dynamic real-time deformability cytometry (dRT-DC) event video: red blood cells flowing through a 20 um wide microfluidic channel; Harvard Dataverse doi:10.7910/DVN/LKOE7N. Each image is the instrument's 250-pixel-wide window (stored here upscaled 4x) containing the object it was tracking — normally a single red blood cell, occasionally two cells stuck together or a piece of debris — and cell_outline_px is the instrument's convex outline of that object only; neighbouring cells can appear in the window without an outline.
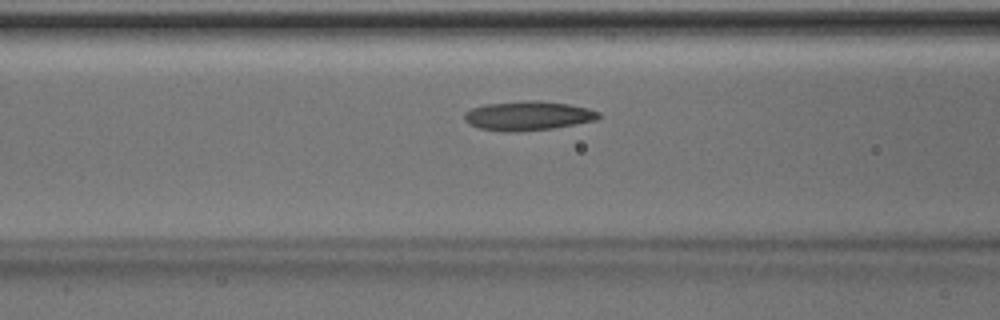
{"species": "Egyptian fruit bat (a non-hibernating species)", "species_latin": "Rousettus aegyptiacus", "temperature_condition": "room temperature", "stored_images_in_passage": 29, "camera_frame_rate_fps": 3000, "um_per_image_px": 0.085, "animal": {"sex": "male"}, "frame": {"image": 1, "passage_image": 10, "time_ms": 3.0, "image_size_px": [1000, 320], "cell_outline_px": [[604, 116], [596, 120], [552, 128], [520, 132], [500, 132], [480, 128], [464, 120], [464, 112], [472, 108], [484, 104], [536, 100], [568, 104], [588, 108], [600, 112]], "centroid_in_image_um": [44.9, 9.85], "position_along_channel_um": 121.7, "area_um2": 22.89}}
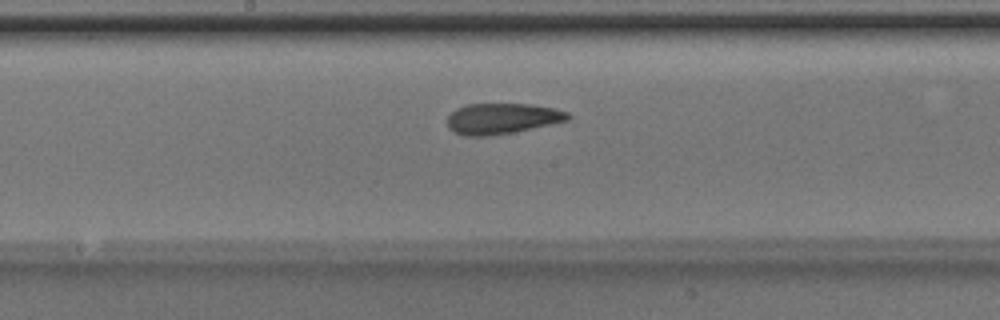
{"frame": {"image": 2, "passage_image": 16, "time_ms": 5.0, "image_size_px": [1000, 320], "cell_outline_px": [[572, 116], [568, 120], [512, 132], [488, 136], [464, 136], [448, 128], [448, 116], [456, 108], [464, 104], [528, 104], [552, 108], [568, 112]], "centroid_in_image_um": [42.64, 10.07], "position_along_channel_um": 205.6, "area_um2": 21.39}}
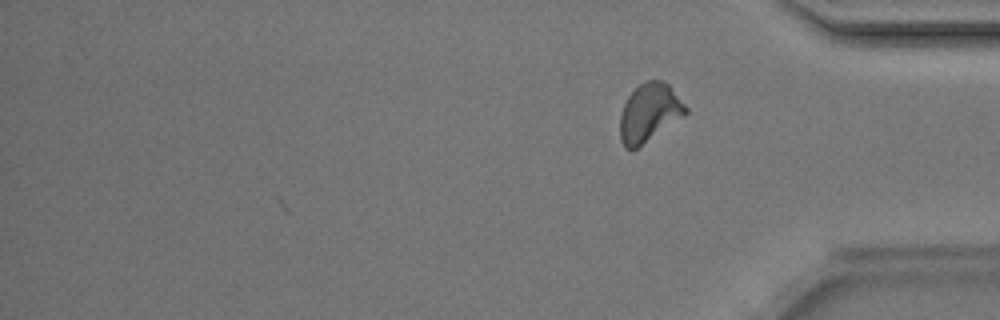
{"frame": {"image": 3, "passage_image": 29, "time_ms": 9.333, "image_size_px": [1000, 320], "cell_outline_px": [[688, 112], [684, 116], [632, 152], [624, 148], [620, 140], [620, 116], [624, 104], [628, 96], [640, 84], [648, 80], [664, 80], [668, 84], [688, 108]], "centroid_in_image_um": [55.18, 9.61], "position_along_channel_um": 380.0, "area_um2": 22.37}, "authors_computed_cell_mechanics": {"area_um2": 21.6172, "velocity_mm_per_s": 4.1946, "shape_relaxation_time_tau1_ms": 7.33, "shape_relaxation_time_tau2_ms": 1.4936, "deformation_change_tau1": 0.1901, "deformation_change_tau2": 0.0903}}